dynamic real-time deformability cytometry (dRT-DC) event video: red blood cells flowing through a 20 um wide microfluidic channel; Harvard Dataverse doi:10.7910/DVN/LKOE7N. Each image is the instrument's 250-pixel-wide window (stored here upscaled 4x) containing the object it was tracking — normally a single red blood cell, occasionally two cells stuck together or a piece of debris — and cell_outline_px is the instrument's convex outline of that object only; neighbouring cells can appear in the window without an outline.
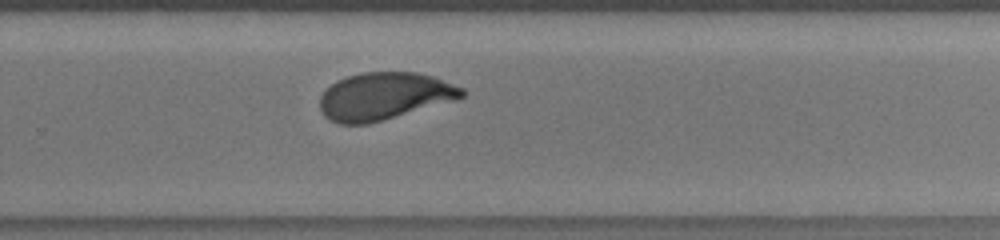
{"species": "human", "species_latin": "Homo sapiens", "temperature_condition": "room temperature", "stored_images_in_passage": 14, "camera_frame_rate_fps": 3000, "um_per_image_px": 0.085, "donor": {"sex": "male"}, "frame": {"image": 1, "passage_image": 8, "time_ms": 7.0, "image_size_px": [1000, 240], "cell_outline_px": [[464, 96], [456, 100], [384, 120], [368, 124], [340, 124], [328, 120], [324, 116], [320, 108], [320, 96], [336, 80], [360, 72], [416, 72], [432, 76], [464, 88]], "centroid_in_image_um": [32.65, 8.18], "position_along_channel_um": 297.2, "area_um2": 39.3}}
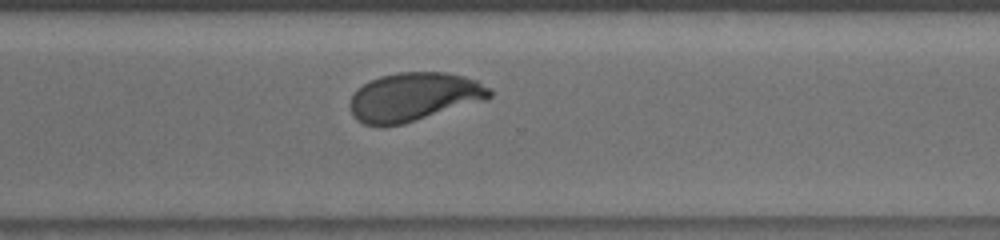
{"frame": {"image": 2, "passage_image": 10, "time_ms": 8.0, "image_size_px": [1000, 240], "cell_outline_px": [[492, 96], [484, 100], [404, 124], [384, 128], [380, 128], [364, 124], [356, 120], [352, 116], [348, 104], [356, 88], [380, 76], [396, 72], [448, 72], [464, 76], [476, 80], [492, 88]], "centroid_in_image_um": [35.14, 8.25], "position_along_channel_um": 335.5, "area_um2": 40.11}, "authors_computed_cell_mechanics": {"area_um2": 39.7953, "velocity_mm_per_s": 3.813, "shape_relaxation_time_tau1_ms": 6.5113, "shape_relaxation_time_tau2_ms": null, "deformation_change_tau1": 0.197, "deformation_change_tau2": null}}